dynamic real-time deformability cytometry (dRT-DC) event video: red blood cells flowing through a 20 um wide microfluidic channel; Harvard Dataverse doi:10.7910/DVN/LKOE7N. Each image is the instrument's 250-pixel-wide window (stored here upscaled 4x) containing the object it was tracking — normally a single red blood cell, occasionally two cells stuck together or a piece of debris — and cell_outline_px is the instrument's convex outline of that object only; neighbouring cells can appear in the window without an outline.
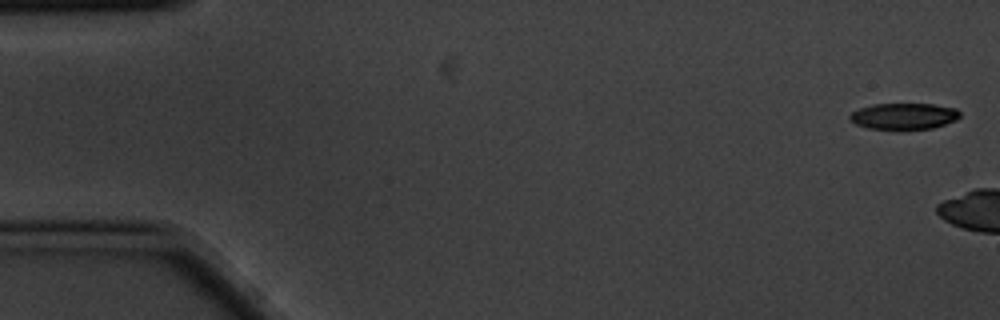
{"species": "common noctule bat (a hibernating species)", "species_latin": "Nyctalus noctula", "temperature_condition": "cold", "stored_images_in_passage": 6, "camera_frame_rate_fps": 3000, "um_per_image_px": 0.085, "animal": {"sex": "male", "body_mass_g": 20.1, "forearm_length_mm": 53.5}, "frame": {"image": 1, "passage_image": 1, "time_ms": 0.0, "image_size_px": [1000, 320], "cell_outline_px": [[960, 116], [956, 120], [932, 128], [900, 132], [868, 128], [856, 124], [848, 120], [848, 116], [852, 112], [860, 108], [872, 104], [932, 104], [956, 108], [960, 112]], "centroid_in_image_um": [76.79, 9.91], "position_along_channel_um": 8.2, "area_um2": 17.51}}